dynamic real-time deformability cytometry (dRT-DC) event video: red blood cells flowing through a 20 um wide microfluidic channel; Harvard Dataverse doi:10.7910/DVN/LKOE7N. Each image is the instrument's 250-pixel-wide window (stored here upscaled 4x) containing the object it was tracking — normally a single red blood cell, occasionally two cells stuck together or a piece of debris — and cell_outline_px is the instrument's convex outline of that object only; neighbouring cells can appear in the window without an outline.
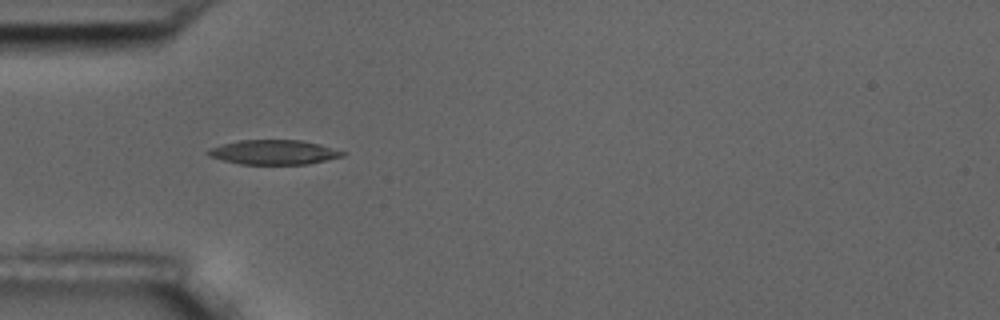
{"species": "common noctule bat (a hibernating species)", "species_latin": "Nyctalus noctula", "temperature_condition": "room temperature", "stored_images_in_passage": 6, "camera_frame_rate_fps": 3000, "um_per_image_px": 0.085, "animal": {"sex": "male", "body_mass_g": 17.5, "forearm_length_mm": 52.3}, "frame": {"image": 1, "passage_image": 3, "time_ms": 3.333, "image_size_px": [1000, 320], "cell_outline_px": [[348, 152], [344, 156], [308, 164], [240, 164], [208, 156], [204, 152], [208, 148], [240, 140], [300, 140], [320, 144]], "centroid_in_image_um": [23.28, 12.94], "position_along_channel_um": 61.7, "area_um2": 19.31}}
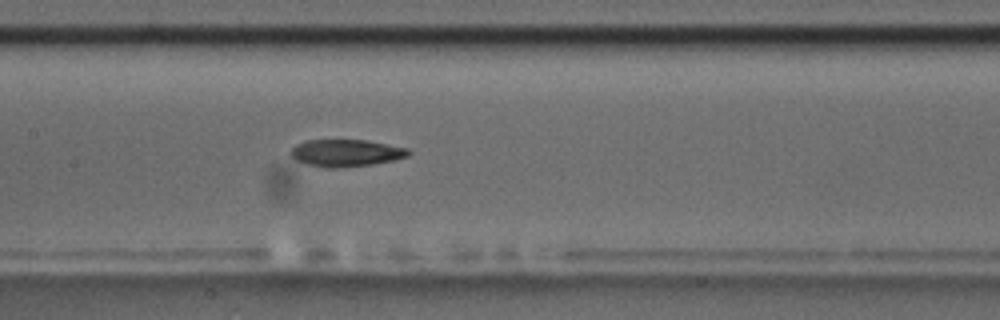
{"frame": {"image": 2, "passage_image": 6, "time_ms": 6.667, "image_size_px": [1000, 320], "cell_outline_px": [[412, 152], [408, 156], [392, 160], [372, 164], [336, 168], [324, 168], [308, 164], [296, 160], [288, 152], [296, 144], [304, 140], [368, 140], [408, 148]], "centroid_in_image_um": [29.39, 12.99], "position_along_channel_um": 178.0, "area_um2": 18.67}}